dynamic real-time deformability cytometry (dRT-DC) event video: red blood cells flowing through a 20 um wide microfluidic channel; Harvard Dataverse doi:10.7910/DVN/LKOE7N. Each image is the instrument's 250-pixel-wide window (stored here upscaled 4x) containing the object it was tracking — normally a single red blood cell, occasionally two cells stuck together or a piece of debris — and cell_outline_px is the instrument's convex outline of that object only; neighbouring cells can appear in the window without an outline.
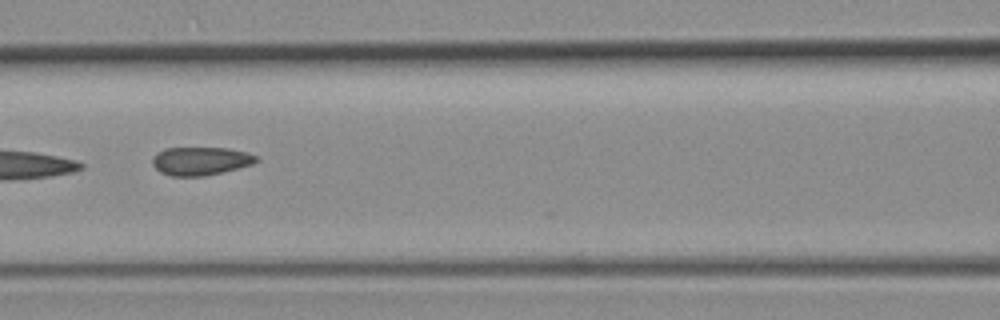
{"species": "common noctule bat (a hibernating species)", "species_latin": "Nyctalus noctula", "temperature_condition": "room temperature", "stored_images_in_passage": 9, "camera_frame_rate_fps": 3000, "um_per_image_px": 0.085, "animal": {"sex": "female", "body_mass_g": 19.3, "forearm_length_mm": 54.1}, "frame": {"image": 1, "passage_image": 6, "time_ms": 1.667, "image_size_px": [1000, 320], "cell_outline_px": [[260, 160], [252, 164], [204, 176], [172, 176], [160, 172], [152, 164], [152, 156], [156, 152], [164, 148], [228, 148], [248, 152], [256, 156]], "centroid_in_image_um": [17.02, 13.67], "position_along_channel_um": 149.6, "area_um2": 17.11}}
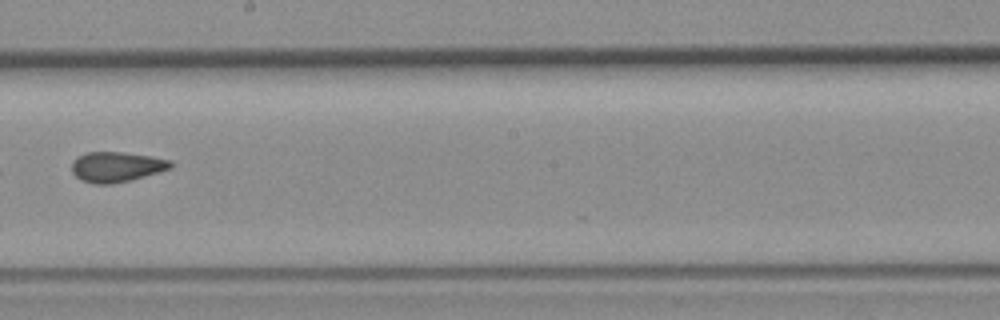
{"frame": {"image": 2, "passage_image": 8, "time_ms": 2.333, "image_size_px": [1000, 320], "cell_outline_px": [[172, 168], [160, 172], [132, 180], [112, 184], [92, 184], [80, 180], [72, 172], [72, 160], [76, 156], [88, 152], [120, 152], [152, 156], [172, 160]], "centroid_in_image_um": [9.9, 14.19], "position_along_channel_um": 238.3, "area_um2": 17.69}}
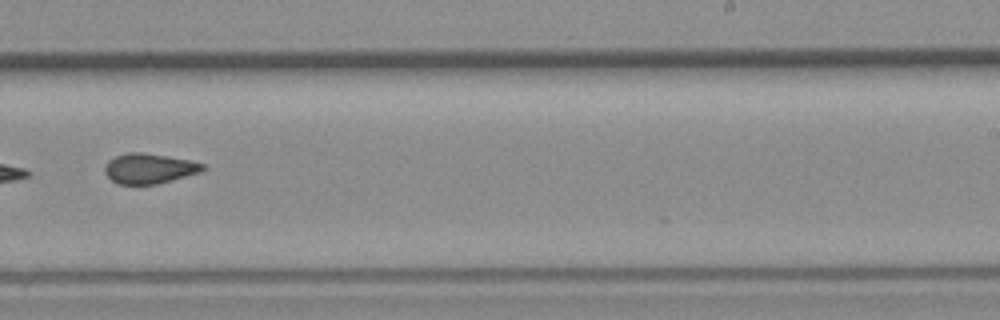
{"frame": {"image": 3, "passage_image": 9, "time_ms": 2.667, "image_size_px": [1000, 320], "cell_outline_px": [[204, 168], [200, 172], [172, 180], [156, 184], [116, 184], [104, 172], [104, 168], [108, 160], [116, 156], [128, 152], [140, 152], [192, 160], [204, 164]], "centroid_in_image_um": [12.66, 14.32], "position_along_channel_um": 276.3, "area_um2": 17.11}}